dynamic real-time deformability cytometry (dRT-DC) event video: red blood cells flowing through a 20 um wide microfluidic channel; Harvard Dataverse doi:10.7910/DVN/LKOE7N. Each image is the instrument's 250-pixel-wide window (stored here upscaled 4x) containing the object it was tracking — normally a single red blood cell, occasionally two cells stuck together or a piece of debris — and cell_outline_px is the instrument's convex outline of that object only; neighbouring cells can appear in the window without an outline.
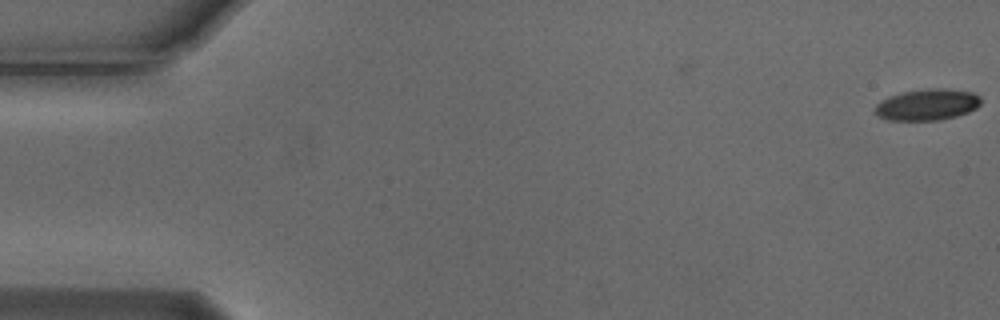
{"species": "Egyptian fruit bat (a non-hibernating species)", "species_latin": "Rousettus aegyptiacus", "temperature_condition": "cold", "stored_images_in_passage": 4, "camera_frame_rate_fps": 3000, "um_per_image_px": 0.085, "animal": {"sex": "male"}, "frame": {"image": 1, "passage_image": 4, "time_ms": 1.0, "image_size_px": [1000, 320], "cell_outline_px": [[980, 104], [976, 108], [968, 112], [956, 116], [940, 120], [888, 120], [872, 112], [876, 104], [892, 96], [904, 92], [928, 88], [944, 88], [972, 92], [980, 96]], "centroid_in_image_um": [78.83, 8.9], "position_along_channel_um": 6.2, "area_um2": 19.19}}